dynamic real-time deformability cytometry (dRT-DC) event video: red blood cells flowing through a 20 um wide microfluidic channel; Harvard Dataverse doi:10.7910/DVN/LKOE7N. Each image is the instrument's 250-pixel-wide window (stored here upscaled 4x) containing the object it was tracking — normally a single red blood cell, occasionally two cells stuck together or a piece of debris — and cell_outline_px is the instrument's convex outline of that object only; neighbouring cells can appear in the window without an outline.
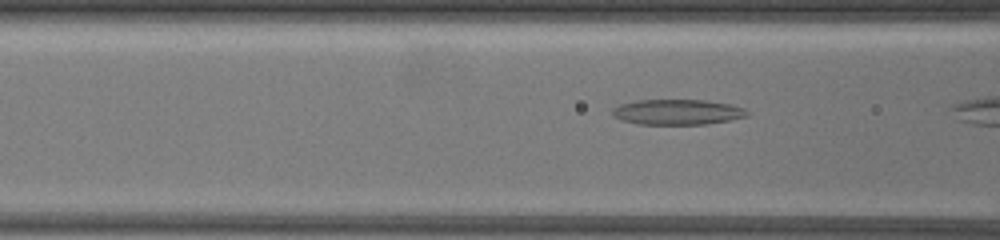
{"species": "common noctule bat (a hibernating species)", "species_latin": "Nyctalus noctula", "temperature_condition": "warm", "stored_images_in_passage": 12, "camera_frame_rate_fps": 3000, "um_per_image_px": 0.085, "animal": {"sex": "female", "body_mass_g": 19.5, "forearm_length_mm": 54.1}, "frame": {"image": 1, "passage_image": 10, "time_ms": 3.0, "image_size_px": [1000, 240], "cell_outline_px": [[748, 116], [728, 120], [704, 124], [640, 124], [620, 120], [612, 116], [612, 108], [620, 104], [636, 100], [704, 100], [732, 104], [744, 108], [748, 112]], "centroid_in_image_um": [57.55, 9.52], "position_along_channel_um": 109.1, "area_um2": 19.94}}